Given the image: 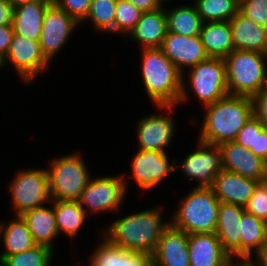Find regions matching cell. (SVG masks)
Segmentation results:
<instances>
[{"mask_svg": "<svg viewBox=\"0 0 267 266\" xmlns=\"http://www.w3.org/2000/svg\"><path fill=\"white\" fill-rule=\"evenodd\" d=\"M163 206L118 218L103 230L110 243L135 253L152 256L164 230L170 225L162 221Z\"/></svg>", "mask_w": 267, "mask_h": 266, "instance_id": "obj_1", "label": "cell"}, {"mask_svg": "<svg viewBox=\"0 0 267 266\" xmlns=\"http://www.w3.org/2000/svg\"><path fill=\"white\" fill-rule=\"evenodd\" d=\"M204 108L205 116L198 140L217 146L234 141L254 115L253 99L248 96L228 94Z\"/></svg>", "mask_w": 267, "mask_h": 266, "instance_id": "obj_2", "label": "cell"}, {"mask_svg": "<svg viewBox=\"0 0 267 266\" xmlns=\"http://www.w3.org/2000/svg\"><path fill=\"white\" fill-rule=\"evenodd\" d=\"M144 88L156 106L178 105L182 93V73L160 47L141 48Z\"/></svg>", "mask_w": 267, "mask_h": 266, "instance_id": "obj_3", "label": "cell"}, {"mask_svg": "<svg viewBox=\"0 0 267 266\" xmlns=\"http://www.w3.org/2000/svg\"><path fill=\"white\" fill-rule=\"evenodd\" d=\"M220 203L211 187H193L180 201L170 223L187 234L214 233Z\"/></svg>", "mask_w": 267, "mask_h": 266, "instance_id": "obj_4", "label": "cell"}, {"mask_svg": "<svg viewBox=\"0 0 267 266\" xmlns=\"http://www.w3.org/2000/svg\"><path fill=\"white\" fill-rule=\"evenodd\" d=\"M266 59L265 53L233 50L224 59L228 94L251 98L257 95L267 85Z\"/></svg>", "mask_w": 267, "mask_h": 266, "instance_id": "obj_5", "label": "cell"}, {"mask_svg": "<svg viewBox=\"0 0 267 266\" xmlns=\"http://www.w3.org/2000/svg\"><path fill=\"white\" fill-rule=\"evenodd\" d=\"M82 155L71 153L50 162L47 169L52 200H78L91 179Z\"/></svg>", "mask_w": 267, "mask_h": 266, "instance_id": "obj_6", "label": "cell"}, {"mask_svg": "<svg viewBox=\"0 0 267 266\" xmlns=\"http://www.w3.org/2000/svg\"><path fill=\"white\" fill-rule=\"evenodd\" d=\"M15 215L51 203L47 169L19 170L9 185Z\"/></svg>", "mask_w": 267, "mask_h": 266, "instance_id": "obj_7", "label": "cell"}, {"mask_svg": "<svg viewBox=\"0 0 267 266\" xmlns=\"http://www.w3.org/2000/svg\"><path fill=\"white\" fill-rule=\"evenodd\" d=\"M190 84L202 106L212 104L228 95L226 63L222 58L209 57L189 68Z\"/></svg>", "mask_w": 267, "mask_h": 266, "instance_id": "obj_8", "label": "cell"}, {"mask_svg": "<svg viewBox=\"0 0 267 266\" xmlns=\"http://www.w3.org/2000/svg\"><path fill=\"white\" fill-rule=\"evenodd\" d=\"M124 177L118 175L90 179L77 200L87 216L90 212L99 214L119 210L128 190Z\"/></svg>", "mask_w": 267, "mask_h": 266, "instance_id": "obj_9", "label": "cell"}, {"mask_svg": "<svg viewBox=\"0 0 267 266\" xmlns=\"http://www.w3.org/2000/svg\"><path fill=\"white\" fill-rule=\"evenodd\" d=\"M168 59L182 73V93L179 99V105L183 101L189 100V91L186 88V79L184 71L186 67L191 68L199 62L209 58L201 42L200 36H184L173 32H168L160 47ZM185 79V80H184ZM187 89V90H186Z\"/></svg>", "mask_w": 267, "mask_h": 266, "instance_id": "obj_10", "label": "cell"}, {"mask_svg": "<svg viewBox=\"0 0 267 266\" xmlns=\"http://www.w3.org/2000/svg\"><path fill=\"white\" fill-rule=\"evenodd\" d=\"M10 62L24 82L29 84L51 64L43 55L39 41L13 35L9 51L0 63V69Z\"/></svg>", "mask_w": 267, "mask_h": 266, "instance_id": "obj_11", "label": "cell"}, {"mask_svg": "<svg viewBox=\"0 0 267 266\" xmlns=\"http://www.w3.org/2000/svg\"><path fill=\"white\" fill-rule=\"evenodd\" d=\"M80 25L52 2L45 11L39 43L45 58L51 62Z\"/></svg>", "mask_w": 267, "mask_h": 266, "instance_id": "obj_12", "label": "cell"}, {"mask_svg": "<svg viewBox=\"0 0 267 266\" xmlns=\"http://www.w3.org/2000/svg\"><path fill=\"white\" fill-rule=\"evenodd\" d=\"M176 105L156 106L157 109L165 110L167 116L150 114L138 120L137 141L138 150H151L164 153L170 147L174 137L175 122L170 114L175 111ZM169 114V115H168Z\"/></svg>", "mask_w": 267, "mask_h": 266, "instance_id": "obj_13", "label": "cell"}, {"mask_svg": "<svg viewBox=\"0 0 267 266\" xmlns=\"http://www.w3.org/2000/svg\"><path fill=\"white\" fill-rule=\"evenodd\" d=\"M196 150L189 153L180 163L182 171L189 180L198 179L196 187H212L216 175L223 169L221 151L217 145H211L198 140Z\"/></svg>", "mask_w": 267, "mask_h": 266, "instance_id": "obj_14", "label": "cell"}, {"mask_svg": "<svg viewBox=\"0 0 267 266\" xmlns=\"http://www.w3.org/2000/svg\"><path fill=\"white\" fill-rule=\"evenodd\" d=\"M132 159L131 175L142 190L156 188L167 175L176 170L174 163L177 160L173 159L171 164L166 152L138 150Z\"/></svg>", "mask_w": 267, "mask_h": 266, "instance_id": "obj_15", "label": "cell"}, {"mask_svg": "<svg viewBox=\"0 0 267 266\" xmlns=\"http://www.w3.org/2000/svg\"><path fill=\"white\" fill-rule=\"evenodd\" d=\"M221 151L222 168L256 181L267 176V162L236 142H225L218 146Z\"/></svg>", "mask_w": 267, "mask_h": 266, "instance_id": "obj_16", "label": "cell"}, {"mask_svg": "<svg viewBox=\"0 0 267 266\" xmlns=\"http://www.w3.org/2000/svg\"><path fill=\"white\" fill-rule=\"evenodd\" d=\"M188 234L171 223L151 256L152 266H190Z\"/></svg>", "mask_w": 267, "mask_h": 266, "instance_id": "obj_17", "label": "cell"}, {"mask_svg": "<svg viewBox=\"0 0 267 266\" xmlns=\"http://www.w3.org/2000/svg\"><path fill=\"white\" fill-rule=\"evenodd\" d=\"M190 266H228L232 258L216 233L188 234Z\"/></svg>", "mask_w": 267, "mask_h": 266, "instance_id": "obj_18", "label": "cell"}, {"mask_svg": "<svg viewBox=\"0 0 267 266\" xmlns=\"http://www.w3.org/2000/svg\"><path fill=\"white\" fill-rule=\"evenodd\" d=\"M244 211L245 208L237 204L221 202L219 205L215 233L232 259L240 258L241 217Z\"/></svg>", "mask_w": 267, "mask_h": 266, "instance_id": "obj_19", "label": "cell"}, {"mask_svg": "<svg viewBox=\"0 0 267 266\" xmlns=\"http://www.w3.org/2000/svg\"><path fill=\"white\" fill-rule=\"evenodd\" d=\"M259 183L254 179L222 169L216 175L211 188L220 202L244 207Z\"/></svg>", "mask_w": 267, "mask_h": 266, "instance_id": "obj_20", "label": "cell"}, {"mask_svg": "<svg viewBox=\"0 0 267 266\" xmlns=\"http://www.w3.org/2000/svg\"><path fill=\"white\" fill-rule=\"evenodd\" d=\"M234 50L267 54V28L258 25L240 11L229 21Z\"/></svg>", "mask_w": 267, "mask_h": 266, "instance_id": "obj_21", "label": "cell"}, {"mask_svg": "<svg viewBox=\"0 0 267 266\" xmlns=\"http://www.w3.org/2000/svg\"><path fill=\"white\" fill-rule=\"evenodd\" d=\"M167 34L165 9L143 12L135 27L128 34L131 40L138 42L142 48L161 47Z\"/></svg>", "mask_w": 267, "mask_h": 266, "instance_id": "obj_22", "label": "cell"}, {"mask_svg": "<svg viewBox=\"0 0 267 266\" xmlns=\"http://www.w3.org/2000/svg\"><path fill=\"white\" fill-rule=\"evenodd\" d=\"M90 256L89 266H150V255L126 251L105 237Z\"/></svg>", "mask_w": 267, "mask_h": 266, "instance_id": "obj_23", "label": "cell"}, {"mask_svg": "<svg viewBox=\"0 0 267 266\" xmlns=\"http://www.w3.org/2000/svg\"><path fill=\"white\" fill-rule=\"evenodd\" d=\"M53 1H38L22 4L14 8V33L39 41L45 11Z\"/></svg>", "mask_w": 267, "mask_h": 266, "instance_id": "obj_24", "label": "cell"}, {"mask_svg": "<svg viewBox=\"0 0 267 266\" xmlns=\"http://www.w3.org/2000/svg\"><path fill=\"white\" fill-rule=\"evenodd\" d=\"M25 221L36 244L53 248V240L59 236L54 209L42 206L20 215Z\"/></svg>", "mask_w": 267, "mask_h": 266, "instance_id": "obj_25", "label": "cell"}, {"mask_svg": "<svg viewBox=\"0 0 267 266\" xmlns=\"http://www.w3.org/2000/svg\"><path fill=\"white\" fill-rule=\"evenodd\" d=\"M199 36L209 57L225 59L234 50L229 21L205 22Z\"/></svg>", "mask_w": 267, "mask_h": 266, "instance_id": "obj_26", "label": "cell"}, {"mask_svg": "<svg viewBox=\"0 0 267 266\" xmlns=\"http://www.w3.org/2000/svg\"><path fill=\"white\" fill-rule=\"evenodd\" d=\"M266 243V222L244 211L241 217L240 258H251Z\"/></svg>", "mask_w": 267, "mask_h": 266, "instance_id": "obj_27", "label": "cell"}, {"mask_svg": "<svg viewBox=\"0 0 267 266\" xmlns=\"http://www.w3.org/2000/svg\"><path fill=\"white\" fill-rule=\"evenodd\" d=\"M5 223H0V238L2 237L5 246L4 253L0 255L18 254L36 245L32 234L20 215H16L7 225Z\"/></svg>", "mask_w": 267, "mask_h": 266, "instance_id": "obj_28", "label": "cell"}, {"mask_svg": "<svg viewBox=\"0 0 267 266\" xmlns=\"http://www.w3.org/2000/svg\"><path fill=\"white\" fill-rule=\"evenodd\" d=\"M58 233L74 237L78 234L87 214L77 200H52Z\"/></svg>", "mask_w": 267, "mask_h": 266, "instance_id": "obj_29", "label": "cell"}, {"mask_svg": "<svg viewBox=\"0 0 267 266\" xmlns=\"http://www.w3.org/2000/svg\"><path fill=\"white\" fill-rule=\"evenodd\" d=\"M167 31L187 37L200 34L203 21L197 13L195 5H181L172 10H166Z\"/></svg>", "mask_w": 267, "mask_h": 266, "instance_id": "obj_30", "label": "cell"}, {"mask_svg": "<svg viewBox=\"0 0 267 266\" xmlns=\"http://www.w3.org/2000/svg\"><path fill=\"white\" fill-rule=\"evenodd\" d=\"M193 4L203 23L230 21L239 11V0H195Z\"/></svg>", "mask_w": 267, "mask_h": 266, "instance_id": "obj_31", "label": "cell"}, {"mask_svg": "<svg viewBox=\"0 0 267 266\" xmlns=\"http://www.w3.org/2000/svg\"><path fill=\"white\" fill-rule=\"evenodd\" d=\"M54 249L36 244L34 247L14 255H0L3 266H49Z\"/></svg>", "mask_w": 267, "mask_h": 266, "instance_id": "obj_32", "label": "cell"}, {"mask_svg": "<svg viewBox=\"0 0 267 266\" xmlns=\"http://www.w3.org/2000/svg\"><path fill=\"white\" fill-rule=\"evenodd\" d=\"M117 0H92L86 21L94 25L96 31L113 32Z\"/></svg>", "mask_w": 267, "mask_h": 266, "instance_id": "obj_33", "label": "cell"}, {"mask_svg": "<svg viewBox=\"0 0 267 266\" xmlns=\"http://www.w3.org/2000/svg\"><path fill=\"white\" fill-rule=\"evenodd\" d=\"M143 11L127 0H117L114 20V33L129 34L138 23Z\"/></svg>", "mask_w": 267, "mask_h": 266, "instance_id": "obj_34", "label": "cell"}, {"mask_svg": "<svg viewBox=\"0 0 267 266\" xmlns=\"http://www.w3.org/2000/svg\"><path fill=\"white\" fill-rule=\"evenodd\" d=\"M239 11L258 25L267 28V0H239Z\"/></svg>", "mask_w": 267, "mask_h": 266, "instance_id": "obj_35", "label": "cell"}, {"mask_svg": "<svg viewBox=\"0 0 267 266\" xmlns=\"http://www.w3.org/2000/svg\"><path fill=\"white\" fill-rule=\"evenodd\" d=\"M265 128L266 126L253 115L238 132L234 142L249 150H255L256 131H263Z\"/></svg>", "mask_w": 267, "mask_h": 266, "instance_id": "obj_36", "label": "cell"}, {"mask_svg": "<svg viewBox=\"0 0 267 266\" xmlns=\"http://www.w3.org/2000/svg\"><path fill=\"white\" fill-rule=\"evenodd\" d=\"M244 208L247 213L253 214L265 222L267 221V192L260 183Z\"/></svg>", "mask_w": 267, "mask_h": 266, "instance_id": "obj_37", "label": "cell"}, {"mask_svg": "<svg viewBox=\"0 0 267 266\" xmlns=\"http://www.w3.org/2000/svg\"><path fill=\"white\" fill-rule=\"evenodd\" d=\"M53 2L77 23L82 24L87 17L92 0H53Z\"/></svg>", "mask_w": 267, "mask_h": 266, "instance_id": "obj_38", "label": "cell"}, {"mask_svg": "<svg viewBox=\"0 0 267 266\" xmlns=\"http://www.w3.org/2000/svg\"><path fill=\"white\" fill-rule=\"evenodd\" d=\"M252 99L254 115L267 127V85Z\"/></svg>", "mask_w": 267, "mask_h": 266, "instance_id": "obj_39", "label": "cell"}, {"mask_svg": "<svg viewBox=\"0 0 267 266\" xmlns=\"http://www.w3.org/2000/svg\"><path fill=\"white\" fill-rule=\"evenodd\" d=\"M14 35L13 24L0 26V63L5 59Z\"/></svg>", "mask_w": 267, "mask_h": 266, "instance_id": "obj_40", "label": "cell"}, {"mask_svg": "<svg viewBox=\"0 0 267 266\" xmlns=\"http://www.w3.org/2000/svg\"><path fill=\"white\" fill-rule=\"evenodd\" d=\"M250 151L267 162V127L263 131H256L255 150Z\"/></svg>", "mask_w": 267, "mask_h": 266, "instance_id": "obj_41", "label": "cell"}, {"mask_svg": "<svg viewBox=\"0 0 267 266\" xmlns=\"http://www.w3.org/2000/svg\"><path fill=\"white\" fill-rule=\"evenodd\" d=\"M14 7L7 0H0V26L12 24Z\"/></svg>", "mask_w": 267, "mask_h": 266, "instance_id": "obj_42", "label": "cell"}, {"mask_svg": "<svg viewBox=\"0 0 267 266\" xmlns=\"http://www.w3.org/2000/svg\"><path fill=\"white\" fill-rule=\"evenodd\" d=\"M143 12H151L159 9L161 6L156 0H127Z\"/></svg>", "mask_w": 267, "mask_h": 266, "instance_id": "obj_43", "label": "cell"}, {"mask_svg": "<svg viewBox=\"0 0 267 266\" xmlns=\"http://www.w3.org/2000/svg\"><path fill=\"white\" fill-rule=\"evenodd\" d=\"M257 258L253 260V258ZM254 257H252V261H254L258 266H267V243L255 253Z\"/></svg>", "mask_w": 267, "mask_h": 266, "instance_id": "obj_44", "label": "cell"}, {"mask_svg": "<svg viewBox=\"0 0 267 266\" xmlns=\"http://www.w3.org/2000/svg\"><path fill=\"white\" fill-rule=\"evenodd\" d=\"M14 8L22 5L27 4L30 2H38V1H53V0H7Z\"/></svg>", "mask_w": 267, "mask_h": 266, "instance_id": "obj_45", "label": "cell"}, {"mask_svg": "<svg viewBox=\"0 0 267 266\" xmlns=\"http://www.w3.org/2000/svg\"><path fill=\"white\" fill-rule=\"evenodd\" d=\"M239 266H258L251 258H239Z\"/></svg>", "mask_w": 267, "mask_h": 266, "instance_id": "obj_46", "label": "cell"}, {"mask_svg": "<svg viewBox=\"0 0 267 266\" xmlns=\"http://www.w3.org/2000/svg\"><path fill=\"white\" fill-rule=\"evenodd\" d=\"M260 184L266 189V192H267V176L265 177L263 181L260 182Z\"/></svg>", "mask_w": 267, "mask_h": 266, "instance_id": "obj_47", "label": "cell"}, {"mask_svg": "<svg viewBox=\"0 0 267 266\" xmlns=\"http://www.w3.org/2000/svg\"><path fill=\"white\" fill-rule=\"evenodd\" d=\"M235 259H232L231 263L228 266H239V258L237 259L236 263L234 262Z\"/></svg>", "mask_w": 267, "mask_h": 266, "instance_id": "obj_48", "label": "cell"}, {"mask_svg": "<svg viewBox=\"0 0 267 266\" xmlns=\"http://www.w3.org/2000/svg\"><path fill=\"white\" fill-rule=\"evenodd\" d=\"M157 1V3L161 6V7H164L163 5H164V3L163 2H168V1H172V0H156Z\"/></svg>", "mask_w": 267, "mask_h": 266, "instance_id": "obj_49", "label": "cell"}]
</instances>
